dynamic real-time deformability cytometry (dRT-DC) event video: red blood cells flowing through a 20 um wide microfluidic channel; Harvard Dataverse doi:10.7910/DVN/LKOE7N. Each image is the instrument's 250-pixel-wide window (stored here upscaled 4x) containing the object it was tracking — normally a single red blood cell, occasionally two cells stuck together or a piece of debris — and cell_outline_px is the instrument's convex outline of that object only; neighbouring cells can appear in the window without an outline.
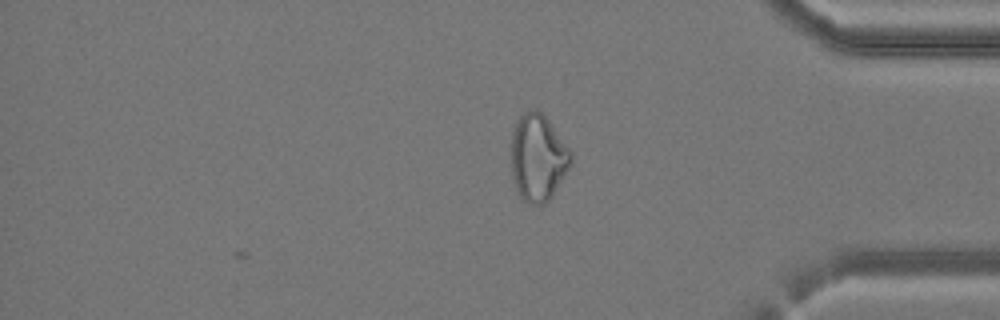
{"species": "common noctule bat (a hibernating species)", "species_latin": "Nyctalus noctula", "temperature_condition": "cold", "stored_images_in_passage": 32, "camera_frame_rate_fps": 3000, "um_per_image_px": 0.085, "animal": {"sex": "female", "body_mass_g": 24.6, "forearm_length_mm": 56.2}, "frame": {"image": 1, "passage_image": 32, "time_ms": 10.333, "image_size_px": [1000, 320], "cell_outline_px": [[572, 164], [552, 196], [544, 204], [528, 204], [516, 192], [512, 176], [512, 132], [516, 120], [524, 112], [536, 108], [548, 120], [572, 152]], "centroid_in_image_um": [45.73, 13.42], "position_along_channel_um": 389.5, "area_um2": 30.29}}